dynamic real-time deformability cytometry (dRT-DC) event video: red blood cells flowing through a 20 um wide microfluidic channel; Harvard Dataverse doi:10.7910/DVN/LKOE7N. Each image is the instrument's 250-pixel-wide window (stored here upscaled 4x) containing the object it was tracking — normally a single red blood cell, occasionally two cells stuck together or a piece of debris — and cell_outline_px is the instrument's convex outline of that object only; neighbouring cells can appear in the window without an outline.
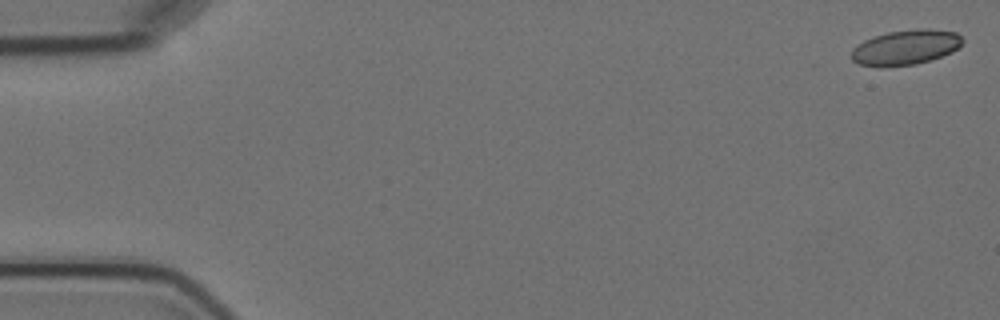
{"species": "Egyptian fruit bat (a non-hibernating species)", "species_latin": "Rousettus aegyptiacus", "temperature_condition": "cold", "stored_images_in_passage": 7, "camera_frame_rate_fps": 3000, "um_per_image_px": 0.085, "animal": {"sex": "female"}, "frame": {"image": 1, "passage_image": 1, "time_ms": 0.0, "image_size_px": [1000, 320], "cell_outline_px": [[964, 40], [952, 52], [916, 64], [880, 68], [860, 64], [852, 60], [852, 48], [864, 40], [872, 36], [888, 32], [916, 28], [928, 28], [956, 32]], "centroid_in_image_um": [76.94, 4.02], "position_along_channel_um": 8.1, "area_um2": 22.77}}
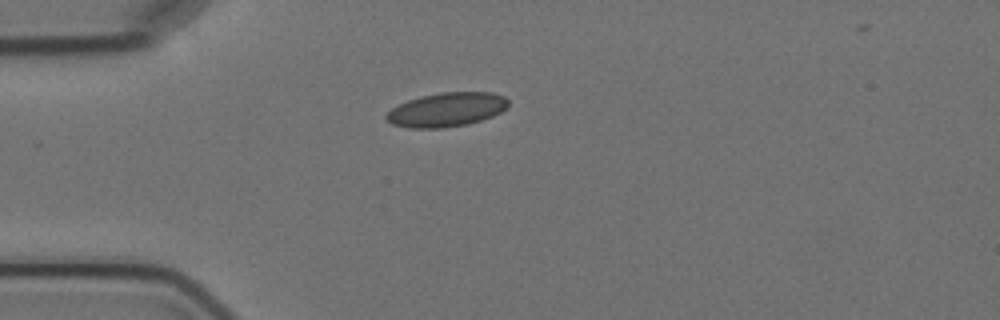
{"frame": {"image": 2, "passage_image": 5, "time_ms": 4.667, "image_size_px": [1000, 320], "cell_outline_px": [[508, 108], [492, 116], [468, 124], [444, 128], [408, 128], [392, 124], [384, 116], [392, 108], [408, 100], [420, 96], [440, 92], [492, 92], [504, 96], [508, 100]], "centroid_in_image_um": [37.97, 9.32], "position_along_channel_um": 47.0, "area_um2": 24.28}}
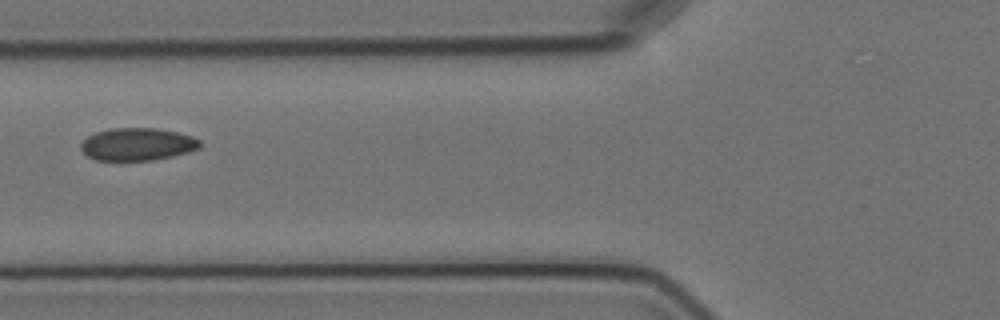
{"frame": {"image": 3, "passage_image": 7, "time_ms": 7.0, "image_size_px": [1000, 320], "cell_outline_px": [[200, 148], [188, 152], [172, 156], [152, 160], [96, 160], [88, 156], [80, 148], [80, 144], [88, 136], [96, 132], [108, 128], [156, 128], [176, 132], [192, 136], [200, 140]], "centroid_in_image_um": [11.67, 12.25], "position_along_channel_um": 114.1, "area_um2": 22.54}}